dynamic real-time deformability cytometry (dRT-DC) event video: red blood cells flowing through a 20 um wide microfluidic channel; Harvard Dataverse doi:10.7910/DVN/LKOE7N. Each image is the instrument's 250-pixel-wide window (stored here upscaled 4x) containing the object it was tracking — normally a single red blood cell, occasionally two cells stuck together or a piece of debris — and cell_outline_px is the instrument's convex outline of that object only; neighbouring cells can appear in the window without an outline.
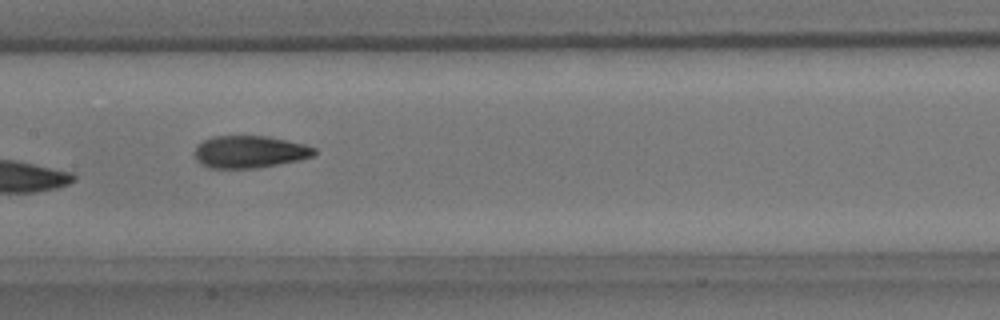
{"species": "common noctule bat (a hibernating species)", "species_latin": "Nyctalus noctula", "temperature_condition": "room temperature", "stored_images_in_passage": 9, "camera_frame_rate_fps": 3000, "um_per_image_px": 0.085, "animal": {"sex": "male", "body_mass_g": 15.6}, "frame": {"image": 1, "passage_image": 7, "time_ms": 7.0, "image_size_px": [1000, 320], "cell_outline_px": [[316, 152], [312, 156], [300, 160], [256, 168], [208, 168], [200, 164], [196, 160], [196, 148], [204, 140], [212, 136], [268, 136], [304, 144], [316, 148]], "centroid_in_image_um": [21.23, 12.91], "position_along_channel_um": 186.2, "area_um2": 22.43}}